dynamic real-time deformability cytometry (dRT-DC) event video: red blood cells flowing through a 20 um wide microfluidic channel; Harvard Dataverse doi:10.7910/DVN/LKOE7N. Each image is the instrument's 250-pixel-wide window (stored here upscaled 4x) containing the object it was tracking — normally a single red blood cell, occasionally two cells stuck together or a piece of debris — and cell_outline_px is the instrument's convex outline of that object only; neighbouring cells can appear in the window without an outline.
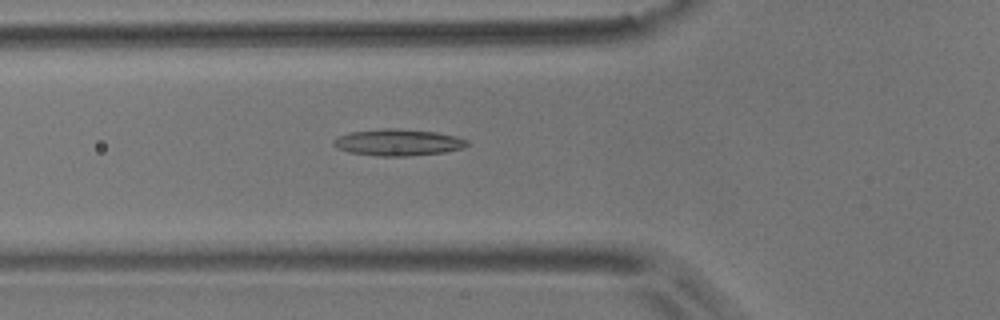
{"species": "common noctule bat (a hibernating species)", "species_latin": "Nyctalus noctula", "temperature_condition": "room temperature", "stored_images_in_passage": 44, "camera_frame_rate_fps": 3000, "um_per_image_px": 0.085, "animal": {"sex": "male", "body_mass_g": 17.9}, "frame": {"image": 1, "passage_image": 9, "time_ms": 2.667, "image_size_px": [1000, 320], "cell_outline_px": [[468, 144], [464, 148], [444, 152], [408, 156], [376, 156], [348, 152], [336, 148], [332, 144], [332, 140], [348, 132], [384, 128], [400, 128], [436, 132], [456, 136], [468, 140]], "centroid_in_image_um": [33.81, 12.1], "position_along_channel_um": 92.0, "area_um2": 20.92}}
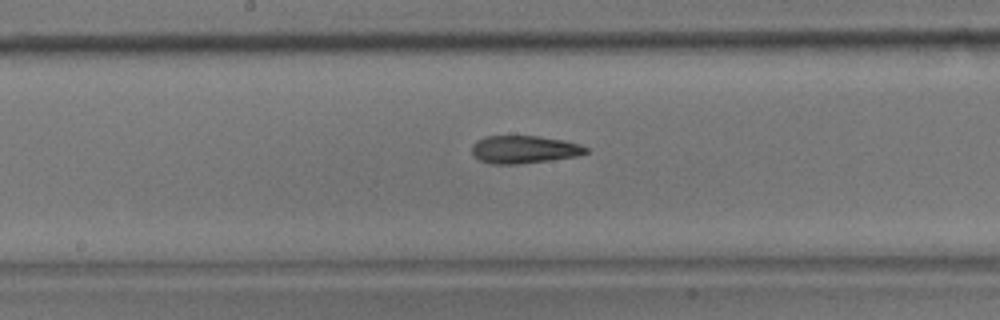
{"frame": {"image": 2, "passage_image": 18, "time_ms": 5.667, "image_size_px": [1000, 320], "cell_outline_px": [[588, 152], [576, 156], [520, 164], [492, 164], [480, 160], [472, 152], [472, 144], [476, 140], [484, 136], [540, 136], [564, 140], [580, 144], [588, 148]], "centroid_in_image_um": [44.54, 12.69], "position_along_channel_um": 203.7, "area_um2": 18.44}}
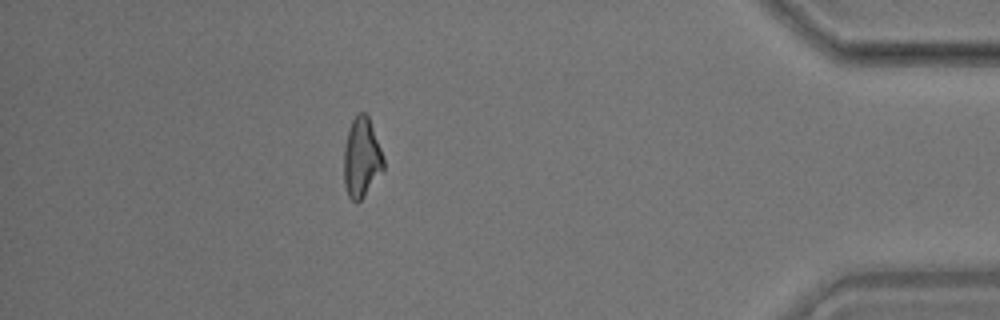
{"frame": {"image": 3, "passage_image": 38, "time_ms": 12.333, "image_size_px": [1000, 320], "cell_outline_px": [[384, 172], [360, 200], [356, 204], [348, 196], [344, 184], [344, 148], [348, 128], [356, 112], [364, 112], [368, 116], [380, 148], [384, 160]], "centroid_in_image_um": [30.73, 13.41], "position_along_channel_um": 404.5, "area_um2": 18.55}, "authors_computed_cell_mechanics": {"area_um2": 18.6694, "velocity_mm_per_s": 3.6965, "shape_relaxation_time_tau1_ms": 7.8361, "shape_relaxation_time_tau2_ms": 2.23, "deformation_change_tau1": 0.2077, "deformation_change_tau2": 0.1089}}